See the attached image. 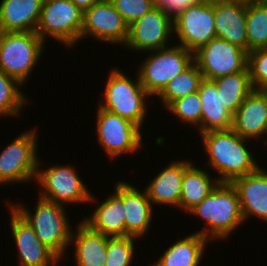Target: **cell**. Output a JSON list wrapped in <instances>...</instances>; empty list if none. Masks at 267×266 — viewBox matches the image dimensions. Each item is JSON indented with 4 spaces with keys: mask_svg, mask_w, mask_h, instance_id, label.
<instances>
[{
    "mask_svg": "<svg viewBox=\"0 0 267 266\" xmlns=\"http://www.w3.org/2000/svg\"><path fill=\"white\" fill-rule=\"evenodd\" d=\"M21 84L0 70V115L18 118L28 97L20 90ZM27 97V98H26Z\"/></svg>",
    "mask_w": 267,
    "mask_h": 266,
    "instance_id": "obj_30",
    "label": "cell"
},
{
    "mask_svg": "<svg viewBox=\"0 0 267 266\" xmlns=\"http://www.w3.org/2000/svg\"><path fill=\"white\" fill-rule=\"evenodd\" d=\"M172 34L173 19L155 6L129 25V34L124 46L135 52L159 50L169 47L167 43Z\"/></svg>",
    "mask_w": 267,
    "mask_h": 266,
    "instance_id": "obj_13",
    "label": "cell"
},
{
    "mask_svg": "<svg viewBox=\"0 0 267 266\" xmlns=\"http://www.w3.org/2000/svg\"><path fill=\"white\" fill-rule=\"evenodd\" d=\"M83 12L89 9L97 0H71Z\"/></svg>",
    "mask_w": 267,
    "mask_h": 266,
    "instance_id": "obj_36",
    "label": "cell"
},
{
    "mask_svg": "<svg viewBox=\"0 0 267 266\" xmlns=\"http://www.w3.org/2000/svg\"><path fill=\"white\" fill-rule=\"evenodd\" d=\"M223 1L249 6L251 4L262 2L263 0H223Z\"/></svg>",
    "mask_w": 267,
    "mask_h": 266,
    "instance_id": "obj_37",
    "label": "cell"
},
{
    "mask_svg": "<svg viewBox=\"0 0 267 266\" xmlns=\"http://www.w3.org/2000/svg\"><path fill=\"white\" fill-rule=\"evenodd\" d=\"M205 0H154L155 6L162 9L168 16L174 19L185 11L190 5Z\"/></svg>",
    "mask_w": 267,
    "mask_h": 266,
    "instance_id": "obj_35",
    "label": "cell"
},
{
    "mask_svg": "<svg viewBox=\"0 0 267 266\" xmlns=\"http://www.w3.org/2000/svg\"><path fill=\"white\" fill-rule=\"evenodd\" d=\"M250 80L254 89H267V48L248 52Z\"/></svg>",
    "mask_w": 267,
    "mask_h": 266,
    "instance_id": "obj_33",
    "label": "cell"
},
{
    "mask_svg": "<svg viewBox=\"0 0 267 266\" xmlns=\"http://www.w3.org/2000/svg\"><path fill=\"white\" fill-rule=\"evenodd\" d=\"M248 52L267 48V3L246 6Z\"/></svg>",
    "mask_w": 267,
    "mask_h": 266,
    "instance_id": "obj_29",
    "label": "cell"
},
{
    "mask_svg": "<svg viewBox=\"0 0 267 266\" xmlns=\"http://www.w3.org/2000/svg\"><path fill=\"white\" fill-rule=\"evenodd\" d=\"M9 204L32 226L38 239L62 260L72 233L64 206L39 197L32 214L22 203Z\"/></svg>",
    "mask_w": 267,
    "mask_h": 266,
    "instance_id": "obj_3",
    "label": "cell"
},
{
    "mask_svg": "<svg viewBox=\"0 0 267 266\" xmlns=\"http://www.w3.org/2000/svg\"><path fill=\"white\" fill-rule=\"evenodd\" d=\"M128 34L129 25L111 1L97 0L83 12L81 39L90 36L99 42L125 45Z\"/></svg>",
    "mask_w": 267,
    "mask_h": 266,
    "instance_id": "obj_14",
    "label": "cell"
},
{
    "mask_svg": "<svg viewBox=\"0 0 267 266\" xmlns=\"http://www.w3.org/2000/svg\"><path fill=\"white\" fill-rule=\"evenodd\" d=\"M138 69L140 83L150 96H158L174 77L194 62V53L176 44L159 50L149 51Z\"/></svg>",
    "mask_w": 267,
    "mask_h": 266,
    "instance_id": "obj_6",
    "label": "cell"
},
{
    "mask_svg": "<svg viewBox=\"0 0 267 266\" xmlns=\"http://www.w3.org/2000/svg\"><path fill=\"white\" fill-rule=\"evenodd\" d=\"M43 0H1L0 32H35Z\"/></svg>",
    "mask_w": 267,
    "mask_h": 266,
    "instance_id": "obj_21",
    "label": "cell"
},
{
    "mask_svg": "<svg viewBox=\"0 0 267 266\" xmlns=\"http://www.w3.org/2000/svg\"><path fill=\"white\" fill-rule=\"evenodd\" d=\"M208 240L195 232L186 236L163 252L150 266H198L205 252Z\"/></svg>",
    "mask_w": 267,
    "mask_h": 266,
    "instance_id": "obj_25",
    "label": "cell"
},
{
    "mask_svg": "<svg viewBox=\"0 0 267 266\" xmlns=\"http://www.w3.org/2000/svg\"><path fill=\"white\" fill-rule=\"evenodd\" d=\"M203 75L193 62L187 69L174 77L157 96L166 108L171 102L198 91Z\"/></svg>",
    "mask_w": 267,
    "mask_h": 266,
    "instance_id": "obj_28",
    "label": "cell"
},
{
    "mask_svg": "<svg viewBox=\"0 0 267 266\" xmlns=\"http://www.w3.org/2000/svg\"><path fill=\"white\" fill-rule=\"evenodd\" d=\"M189 213L206 221L205 228L197 233L208 241L228 238L244 222L238 193L232 183L228 182H219Z\"/></svg>",
    "mask_w": 267,
    "mask_h": 266,
    "instance_id": "obj_2",
    "label": "cell"
},
{
    "mask_svg": "<svg viewBox=\"0 0 267 266\" xmlns=\"http://www.w3.org/2000/svg\"><path fill=\"white\" fill-rule=\"evenodd\" d=\"M231 183L238 193L243 220L256 216L267 221V171L259 167Z\"/></svg>",
    "mask_w": 267,
    "mask_h": 266,
    "instance_id": "obj_18",
    "label": "cell"
},
{
    "mask_svg": "<svg viewBox=\"0 0 267 266\" xmlns=\"http://www.w3.org/2000/svg\"><path fill=\"white\" fill-rule=\"evenodd\" d=\"M194 62L203 79L244 71L248 64V52L226 40L214 38L194 52Z\"/></svg>",
    "mask_w": 267,
    "mask_h": 266,
    "instance_id": "obj_12",
    "label": "cell"
},
{
    "mask_svg": "<svg viewBox=\"0 0 267 266\" xmlns=\"http://www.w3.org/2000/svg\"><path fill=\"white\" fill-rule=\"evenodd\" d=\"M96 129L98 142L110 159L142 148V132L136 124L97 107Z\"/></svg>",
    "mask_w": 267,
    "mask_h": 266,
    "instance_id": "obj_10",
    "label": "cell"
},
{
    "mask_svg": "<svg viewBox=\"0 0 267 266\" xmlns=\"http://www.w3.org/2000/svg\"><path fill=\"white\" fill-rule=\"evenodd\" d=\"M166 108L182 123L197 126L201 134L202 109L198 91L171 102Z\"/></svg>",
    "mask_w": 267,
    "mask_h": 266,
    "instance_id": "obj_31",
    "label": "cell"
},
{
    "mask_svg": "<svg viewBox=\"0 0 267 266\" xmlns=\"http://www.w3.org/2000/svg\"><path fill=\"white\" fill-rule=\"evenodd\" d=\"M136 75L134 82L120 69H112L103 91L104 103L100 102L97 107L117 114L141 129L147 115L148 101L146 100L150 95L140 83L138 73Z\"/></svg>",
    "mask_w": 267,
    "mask_h": 266,
    "instance_id": "obj_4",
    "label": "cell"
},
{
    "mask_svg": "<svg viewBox=\"0 0 267 266\" xmlns=\"http://www.w3.org/2000/svg\"><path fill=\"white\" fill-rule=\"evenodd\" d=\"M208 166L219 174V182L231 183L238 177L255 172L260 166L246 148L248 139L242 138L232 128L200 134ZM221 176V177H220Z\"/></svg>",
    "mask_w": 267,
    "mask_h": 266,
    "instance_id": "obj_1",
    "label": "cell"
},
{
    "mask_svg": "<svg viewBox=\"0 0 267 266\" xmlns=\"http://www.w3.org/2000/svg\"><path fill=\"white\" fill-rule=\"evenodd\" d=\"M74 232L72 230L70 242L75 244L74 256L77 265L105 266L107 240L110 237L91 229L83 221L77 224Z\"/></svg>",
    "mask_w": 267,
    "mask_h": 266,
    "instance_id": "obj_23",
    "label": "cell"
},
{
    "mask_svg": "<svg viewBox=\"0 0 267 266\" xmlns=\"http://www.w3.org/2000/svg\"><path fill=\"white\" fill-rule=\"evenodd\" d=\"M191 163L192 160L189 162L185 159L184 161H172L168 167L157 173L145 189L152 204L179 208L183 175Z\"/></svg>",
    "mask_w": 267,
    "mask_h": 266,
    "instance_id": "obj_20",
    "label": "cell"
},
{
    "mask_svg": "<svg viewBox=\"0 0 267 266\" xmlns=\"http://www.w3.org/2000/svg\"><path fill=\"white\" fill-rule=\"evenodd\" d=\"M36 137V129L22 132L0 152L1 185L36 179L39 161Z\"/></svg>",
    "mask_w": 267,
    "mask_h": 266,
    "instance_id": "obj_9",
    "label": "cell"
},
{
    "mask_svg": "<svg viewBox=\"0 0 267 266\" xmlns=\"http://www.w3.org/2000/svg\"><path fill=\"white\" fill-rule=\"evenodd\" d=\"M137 239L131 236L109 238L107 240L105 266L131 265Z\"/></svg>",
    "mask_w": 267,
    "mask_h": 266,
    "instance_id": "obj_32",
    "label": "cell"
},
{
    "mask_svg": "<svg viewBox=\"0 0 267 266\" xmlns=\"http://www.w3.org/2000/svg\"><path fill=\"white\" fill-rule=\"evenodd\" d=\"M114 189L123 199L125 207V237L140 239L145 233L148 234L153 219V207L147 192H140L134 185L123 181H117Z\"/></svg>",
    "mask_w": 267,
    "mask_h": 266,
    "instance_id": "obj_16",
    "label": "cell"
},
{
    "mask_svg": "<svg viewBox=\"0 0 267 266\" xmlns=\"http://www.w3.org/2000/svg\"><path fill=\"white\" fill-rule=\"evenodd\" d=\"M83 222L104 236L125 237V207L123 199L115 192L93 211Z\"/></svg>",
    "mask_w": 267,
    "mask_h": 266,
    "instance_id": "obj_22",
    "label": "cell"
},
{
    "mask_svg": "<svg viewBox=\"0 0 267 266\" xmlns=\"http://www.w3.org/2000/svg\"><path fill=\"white\" fill-rule=\"evenodd\" d=\"M218 179L191 163L184 172L179 208L189 212L206 198L218 185Z\"/></svg>",
    "mask_w": 267,
    "mask_h": 266,
    "instance_id": "obj_26",
    "label": "cell"
},
{
    "mask_svg": "<svg viewBox=\"0 0 267 266\" xmlns=\"http://www.w3.org/2000/svg\"><path fill=\"white\" fill-rule=\"evenodd\" d=\"M220 92L222 103L234 115L247 95L254 89L248 67L241 72L227 74L212 80Z\"/></svg>",
    "mask_w": 267,
    "mask_h": 266,
    "instance_id": "obj_27",
    "label": "cell"
},
{
    "mask_svg": "<svg viewBox=\"0 0 267 266\" xmlns=\"http://www.w3.org/2000/svg\"><path fill=\"white\" fill-rule=\"evenodd\" d=\"M198 94L202 109L201 134L230 129L233 115L222 103L216 84L212 80L203 79L200 82Z\"/></svg>",
    "mask_w": 267,
    "mask_h": 266,
    "instance_id": "obj_24",
    "label": "cell"
},
{
    "mask_svg": "<svg viewBox=\"0 0 267 266\" xmlns=\"http://www.w3.org/2000/svg\"><path fill=\"white\" fill-rule=\"evenodd\" d=\"M216 38L226 40L248 52L246 6L214 0Z\"/></svg>",
    "mask_w": 267,
    "mask_h": 266,
    "instance_id": "obj_19",
    "label": "cell"
},
{
    "mask_svg": "<svg viewBox=\"0 0 267 266\" xmlns=\"http://www.w3.org/2000/svg\"><path fill=\"white\" fill-rule=\"evenodd\" d=\"M82 26L83 11L71 0H43L35 32L44 42L52 37L72 48L81 40Z\"/></svg>",
    "mask_w": 267,
    "mask_h": 266,
    "instance_id": "obj_7",
    "label": "cell"
},
{
    "mask_svg": "<svg viewBox=\"0 0 267 266\" xmlns=\"http://www.w3.org/2000/svg\"><path fill=\"white\" fill-rule=\"evenodd\" d=\"M10 206L11 232L18 247V266H55L60 259L37 237L32 226Z\"/></svg>",
    "mask_w": 267,
    "mask_h": 266,
    "instance_id": "obj_15",
    "label": "cell"
},
{
    "mask_svg": "<svg viewBox=\"0 0 267 266\" xmlns=\"http://www.w3.org/2000/svg\"><path fill=\"white\" fill-rule=\"evenodd\" d=\"M111 2L128 25L155 7L154 0H112Z\"/></svg>",
    "mask_w": 267,
    "mask_h": 266,
    "instance_id": "obj_34",
    "label": "cell"
},
{
    "mask_svg": "<svg viewBox=\"0 0 267 266\" xmlns=\"http://www.w3.org/2000/svg\"><path fill=\"white\" fill-rule=\"evenodd\" d=\"M242 138L267 135V89H253L233 115L232 127Z\"/></svg>",
    "mask_w": 267,
    "mask_h": 266,
    "instance_id": "obj_17",
    "label": "cell"
},
{
    "mask_svg": "<svg viewBox=\"0 0 267 266\" xmlns=\"http://www.w3.org/2000/svg\"><path fill=\"white\" fill-rule=\"evenodd\" d=\"M40 162L39 159L35 179L42 187L39 197L63 206L66 203L94 202L95 197L80 179L75 167L59 164L43 170L40 169Z\"/></svg>",
    "mask_w": 267,
    "mask_h": 266,
    "instance_id": "obj_8",
    "label": "cell"
},
{
    "mask_svg": "<svg viewBox=\"0 0 267 266\" xmlns=\"http://www.w3.org/2000/svg\"><path fill=\"white\" fill-rule=\"evenodd\" d=\"M173 33L179 45L194 53L216 38L214 0L190 5L173 19Z\"/></svg>",
    "mask_w": 267,
    "mask_h": 266,
    "instance_id": "obj_11",
    "label": "cell"
},
{
    "mask_svg": "<svg viewBox=\"0 0 267 266\" xmlns=\"http://www.w3.org/2000/svg\"><path fill=\"white\" fill-rule=\"evenodd\" d=\"M45 42L36 32H0V70L21 85L31 77Z\"/></svg>",
    "mask_w": 267,
    "mask_h": 266,
    "instance_id": "obj_5",
    "label": "cell"
}]
</instances>
